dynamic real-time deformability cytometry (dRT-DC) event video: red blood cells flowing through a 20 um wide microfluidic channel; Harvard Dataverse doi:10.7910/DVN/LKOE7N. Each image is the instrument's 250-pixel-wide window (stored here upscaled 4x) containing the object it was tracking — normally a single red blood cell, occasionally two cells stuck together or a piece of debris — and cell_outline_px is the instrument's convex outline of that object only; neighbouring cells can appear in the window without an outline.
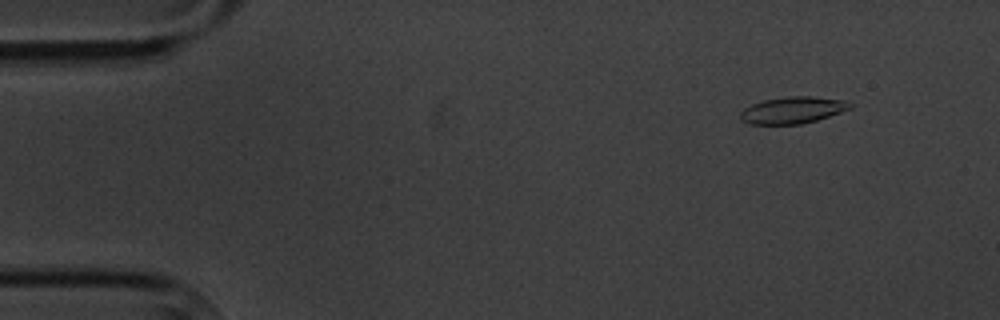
{"species": "common noctule bat (a hibernating species)", "species_latin": "Nyctalus noctula", "temperature_condition": "cold", "stored_images_in_passage": 5, "camera_frame_rate_fps": 3000, "um_per_image_px": 0.085, "animal": {"sex": "male", "body_mass_g": 20.1, "forearm_length_mm": 53.5}, "frame": {"image": 1, "passage_image": 2, "time_ms": 1.0, "image_size_px": [1000, 320], "cell_outline_px": [[852, 108], [816, 120], [800, 124], [748, 124], [740, 120], [740, 112], [744, 108], [752, 104], [764, 100], [788, 96], [808, 96], [844, 100], [852, 104]], "centroid_in_image_um": [67.34, 9.36], "position_along_channel_um": 17.7, "area_um2": 16.99}}
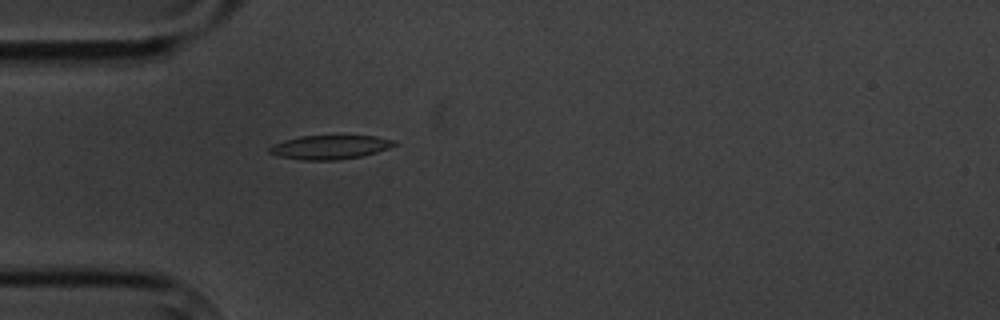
{"frame": {"image": 2, "passage_image": 5, "time_ms": 4.667, "image_size_px": [1000, 320], "cell_outline_px": [[400, 144], [376, 152], [360, 156], [336, 160], [300, 160], [280, 156], [268, 152], [268, 148], [272, 144], [284, 140], [300, 136], [376, 136], [396, 140]], "centroid_in_image_um": [28.05, 12.5], "position_along_channel_um": 56.9, "area_um2": 17.46}}